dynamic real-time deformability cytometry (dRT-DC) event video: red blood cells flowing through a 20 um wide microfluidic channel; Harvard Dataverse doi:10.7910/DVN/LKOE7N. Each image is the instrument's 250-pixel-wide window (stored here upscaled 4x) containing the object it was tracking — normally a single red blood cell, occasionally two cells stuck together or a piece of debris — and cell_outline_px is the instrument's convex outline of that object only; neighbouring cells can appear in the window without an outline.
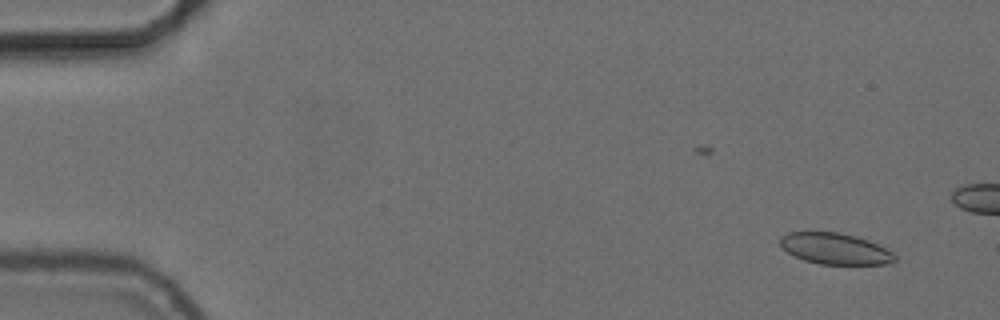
{"species": "common noctule bat (a hibernating species)", "species_latin": "Nyctalus noctula", "temperature_condition": "cold", "stored_images_in_passage": 16, "camera_frame_rate_fps": 3000, "um_per_image_px": 0.085, "animal": {"sex": "female", "body_mass_g": 24.6, "forearm_length_mm": 56.2}, "frame": {"image": 1, "passage_image": 3, "time_ms": 0.667, "image_size_px": [1000, 320], "cell_outline_px": [[896, 260], [888, 264], [820, 264], [804, 260], [788, 252], [780, 244], [780, 236], [788, 232], [840, 232], [856, 236], [868, 240], [892, 252], [896, 256]], "centroid_in_image_um": [70.98, 21.13], "position_along_channel_um": 14.0, "area_um2": 20.69}}